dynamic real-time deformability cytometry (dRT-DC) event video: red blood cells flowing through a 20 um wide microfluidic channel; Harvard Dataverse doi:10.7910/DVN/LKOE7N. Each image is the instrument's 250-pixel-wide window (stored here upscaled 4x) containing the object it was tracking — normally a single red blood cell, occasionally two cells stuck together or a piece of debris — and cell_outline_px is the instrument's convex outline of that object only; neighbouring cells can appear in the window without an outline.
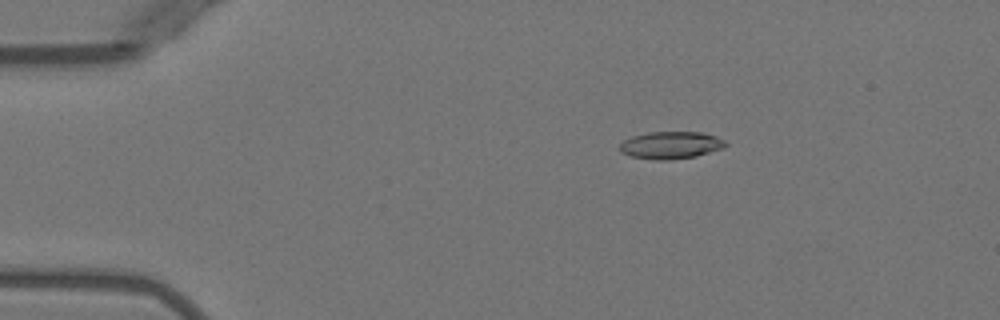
{"species": "Egyptian fruit bat (a non-hibernating species)", "species_latin": "Rousettus aegyptiacus", "temperature_condition": "warm", "stored_images_in_passage": 5, "camera_frame_rate_fps": 3000, "um_per_image_px": 0.085, "animal": {"sex": "female"}, "frame": {"image": 1, "passage_image": 3, "time_ms": 2.333, "image_size_px": [1000, 320], "cell_outline_px": [[728, 144], [724, 148], [696, 156], [664, 160], [656, 160], [632, 156], [620, 152], [620, 144], [624, 140], [632, 136], [648, 132], [704, 132], [716, 136], [724, 140]], "centroid_in_image_um": [57.04, 12.33], "position_along_channel_um": 28.0, "area_um2": 16.82}}
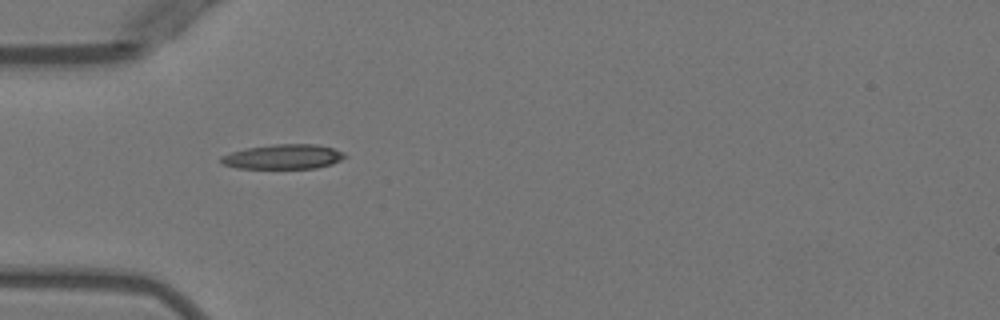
{"frame": {"image": 2, "passage_image": 5, "time_ms": 4.667, "image_size_px": [1000, 320], "cell_outline_px": [[348, 156], [332, 164], [316, 168], [236, 168], [220, 164], [220, 156], [232, 152], [248, 148], [276, 144], [316, 144], [332, 148], [344, 152]], "centroid_in_image_um": [24.08, 13.32], "position_along_channel_um": 60.9, "area_um2": 17.8}}